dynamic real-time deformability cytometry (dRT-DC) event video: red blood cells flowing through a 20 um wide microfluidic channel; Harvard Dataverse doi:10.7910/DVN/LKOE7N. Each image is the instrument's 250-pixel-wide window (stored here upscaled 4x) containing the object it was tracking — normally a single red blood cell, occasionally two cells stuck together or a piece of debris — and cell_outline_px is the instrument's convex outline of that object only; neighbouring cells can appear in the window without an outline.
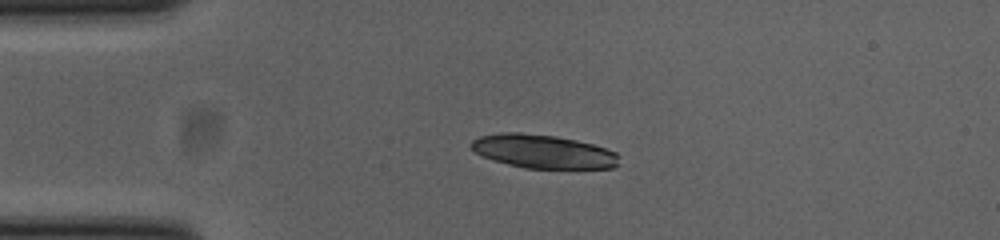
{"species": "common noctule bat (a hibernating species)", "species_latin": "Nyctalus noctula", "temperature_condition": "cold", "stored_images_in_passage": 41, "camera_frame_rate_fps": 3000, "um_per_image_px": 0.085, "animal": {"sex": "female", "body_mass_g": 23.0, "forearm_length_mm": 53.4}, "frame": {"image": 1, "passage_image": 1, "time_ms": 0.0, "image_size_px": [1000, 240], "cell_outline_px": [[620, 164], [616, 168], [524, 168], [508, 164], [484, 156], [476, 152], [468, 144], [472, 140], [480, 136], [500, 132], [520, 132], [556, 136], [576, 140], [592, 144], [616, 152], [620, 156]], "centroid_in_image_um": [46.2, 12.87], "position_along_channel_um": 38.8, "area_um2": 29.02}}